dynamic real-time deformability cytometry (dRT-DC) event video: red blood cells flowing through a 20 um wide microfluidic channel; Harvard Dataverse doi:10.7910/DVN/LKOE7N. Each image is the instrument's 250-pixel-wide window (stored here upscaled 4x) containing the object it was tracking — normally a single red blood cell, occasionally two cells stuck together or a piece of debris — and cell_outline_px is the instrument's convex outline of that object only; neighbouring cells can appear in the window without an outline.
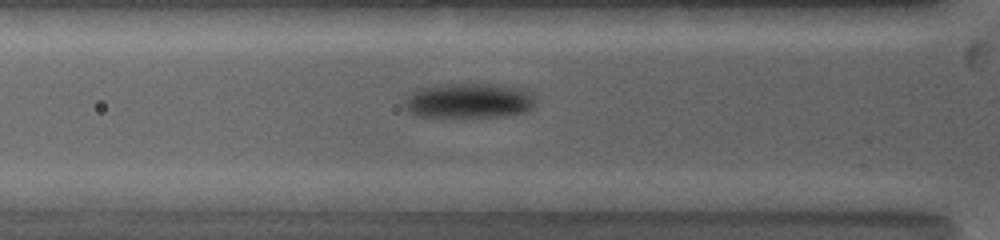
{"species": "common noctule bat (a hibernating species)", "species_latin": "Nyctalus noctula", "temperature_condition": "warm", "stored_images_in_passage": 15, "camera_frame_rate_fps": 5000, "um_per_image_px": 0.085, "animal": {"sex": "female", "body_mass_g": 19.0, "forearm_length_mm": 53.3}, "frame": {"image": 1, "passage_image": 2, "time_ms": 0.2, "image_size_px": [1000, 240], "cell_outline_px": [[536, 104], [532, 108], [524, 112], [500, 116], [464, 120], [416, 116], [404, 108], [404, 100], [416, 88], [436, 84], [504, 84], [528, 88], [532, 92], [536, 100]], "centroid_in_image_um": [39.86, 8.58], "position_along_channel_um": 85.9, "area_um2": 28.38}}
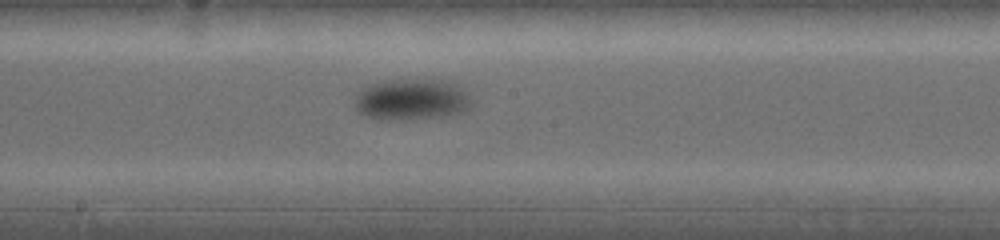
{"frame": {"image": 2, "passage_image": 8, "time_ms": 3.6, "image_size_px": [1000, 240], "cell_outline_px": [[468, 104], [464, 108], [456, 112], [440, 116], [404, 120], [380, 120], [368, 116], [360, 112], [352, 104], [356, 92], [372, 84], [388, 80], [440, 80], [456, 84], [468, 96]], "centroid_in_image_um": [34.84, 8.46], "position_along_channel_um": 213.4, "area_um2": 27.34}}
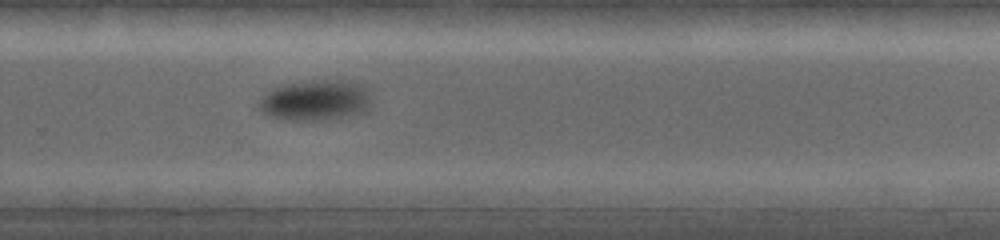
{"frame": {"image": 3, "passage_image": 15, "time_ms": 6.0, "image_size_px": [1000, 240], "cell_outline_px": [[372, 96], [368, 112], [344, 116], [304, 120], [292, 120], [272, 116], [264, 112], [256, 104], [260, 96], [276, 88], [288, 84], [316, 80], [344, 80], [368, 88]], "centroid_in_image_um": [26.86, 8.51], "position_along_channel_um": 302.9, "area_um2": 26.18}}